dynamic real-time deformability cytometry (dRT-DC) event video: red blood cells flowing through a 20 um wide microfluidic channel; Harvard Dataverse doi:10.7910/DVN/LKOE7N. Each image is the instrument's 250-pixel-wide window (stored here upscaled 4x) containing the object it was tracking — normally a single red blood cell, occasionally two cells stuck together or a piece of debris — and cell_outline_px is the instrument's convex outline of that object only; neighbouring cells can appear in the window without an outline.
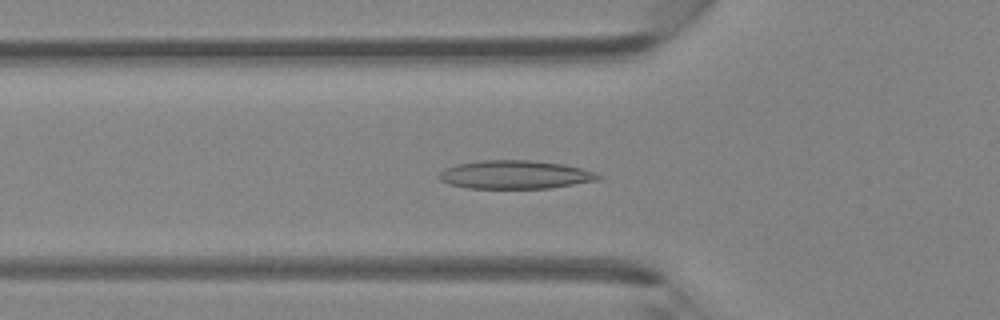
{"species": "Egyptian fruit bat (a non-hibernating species)", "species_latin": "Rousettus aegyptiacus", "temperature_condition": "room temperature", "stored_images_in_passage": 40, "camera_frame_rate_fps": 3000, "um_per_image_px": 0.085, "animal": {"sex": "female"}, "frame": {"image": 1, "passage_image": 14, "time_ms": 4.333, "image_size_px": [1000, 320], "cell_outline_px": [[604, 176], [600, 180], [548, 188], [468, 188], [448, 184], [440, 180], [436, 176], [444, 168], [456, 164], [480, 160], [532, 160], [564, 164], [596, 172]], "centroid_in_image_um": [43.77, 14.84], "position_along_channel_um": 82.0, "area_um2": 26.59}}
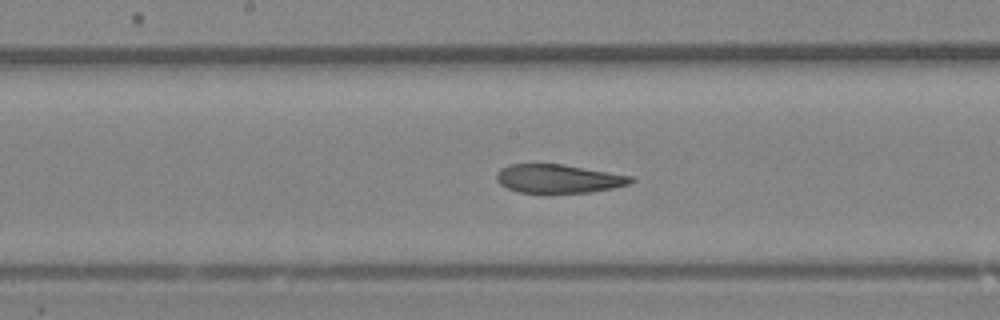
{"frame": {"image": 2, "passage_image": 22, "time_ms": 7.0, "image_size_px": [1000, 320], "cell_outline_px": [[636, 180], [632, 184], [592, 192], [548, 196], [520, 192], [508, 188], [500, 184], [496, 180], [496, 172], [500, 168], [508, 164], [564, 164], [632, 176]], "centroid_in_image_um": [47.46, 15.23], "position_along_channel_um": 200.7, "area_um2": 23.47}}
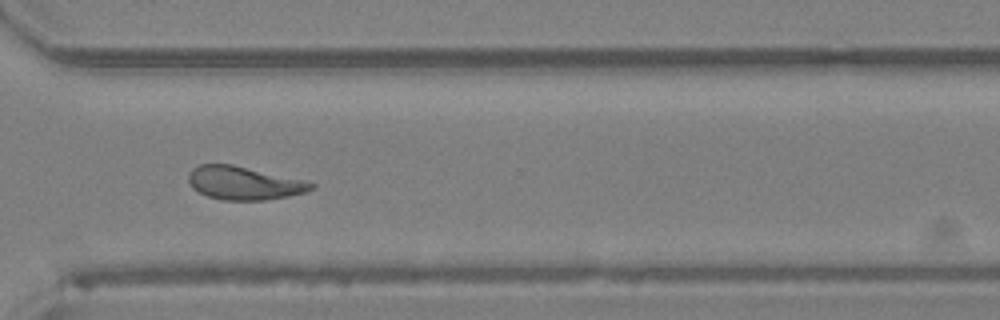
{"frame": {"image": 3, "passage_image": 32, "time_ms": 10.333, "image_size_px": [1000, 320], "cell_outline_px": [[316, 188], [304, 192], [288, 196], [268, 200], [220, 200], [208, 196], [192, 188], [188, 180], [188, 172], [192, 168], [200, 164], [232, 164], [300, 180], [316, 184]], "centroid_in_image_um": [20.68, 15.57], "position_along_channel_um": 349.9, "area_um2": 23.58}}